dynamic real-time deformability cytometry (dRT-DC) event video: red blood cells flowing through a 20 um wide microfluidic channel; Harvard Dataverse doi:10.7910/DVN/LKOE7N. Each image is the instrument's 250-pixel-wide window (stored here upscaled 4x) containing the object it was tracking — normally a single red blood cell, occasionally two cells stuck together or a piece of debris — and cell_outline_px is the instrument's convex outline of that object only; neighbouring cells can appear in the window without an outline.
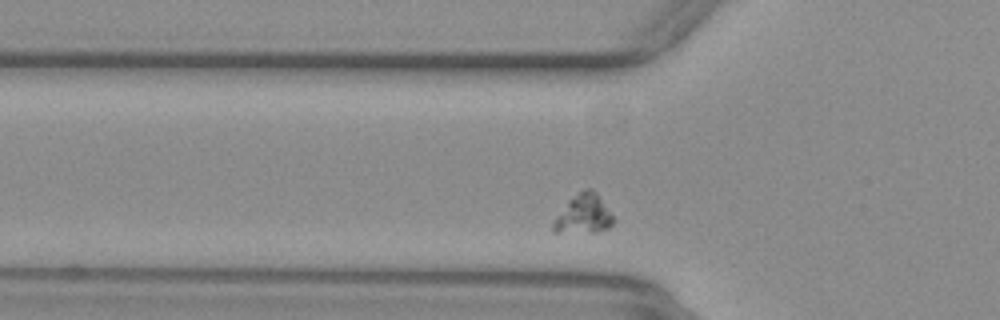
{"species": "common noctule bat (a hibernating species)", "species_latin": "Nyctalus noctula", "temperature_condition": "warm", "stored_images_in_passage": 41, "camera_frame_rate_fps": 3000, "um_per_image_px": 0.085, "animal": {"sex": "female", "body_mass_g": 29.2, "forearm_length_mm": 56.3}, "frame": {"image": 1, "passage_image": 3, "time_ms": 0.667, "image_size_px": [1000, 320], "cell_outline_px": [[616, 220], [608, 228], [596, 232], [552, 232], [552, 224], [556, 216], [568, 200], [584, 188], [592, 188], [596, 192]], "centroid_in_image_um": [49.6, 18.2], "position_along_channel_um": 76.2, "area_um2": 13.7}}
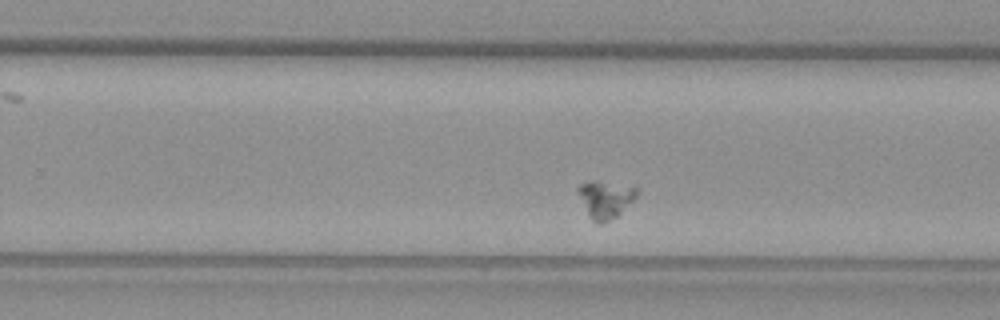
{"frame": {"image": 2, "passage_image": 20, "time_ms": 6.333, "image_size_px": [1000, 320], "cell_outline_px": [[636, 196], [616, 216], [604, 224], [596, 224], [588, 216], [576, 192], [576, 188], [580, 184], [588, 180], [596, 180], [636, 184]], "centroid_in_image_um": [51.42, 16.89], "position_along_channel_um": 278.4, "area_um2": 13.29}}
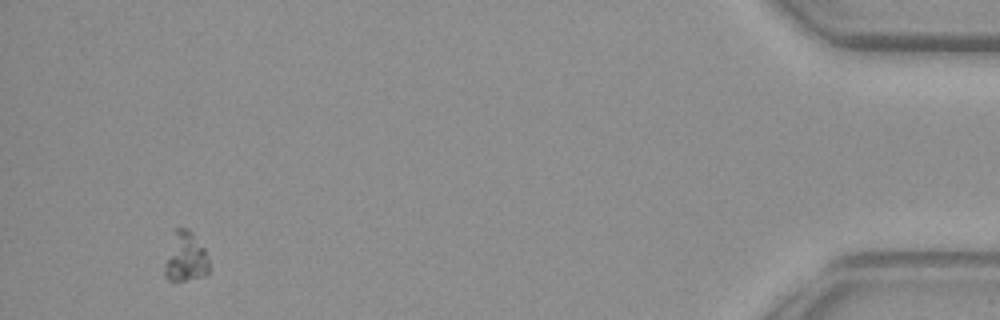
{"frame": {"image": 3, "passage_image": 38, "time_ms": 12.333, "image_size_px": [1000, 320], "cell_outline_px": [[208, 276], [172, 284], [164, 276], [164, 264], [176, 228], [188, 228], [192, 232], [204, 248], [208, 260]], "centroid_in_image_um": [15.76, 21.94], "position_along_channel_um": 419.4, "area_um2": 13.12}}